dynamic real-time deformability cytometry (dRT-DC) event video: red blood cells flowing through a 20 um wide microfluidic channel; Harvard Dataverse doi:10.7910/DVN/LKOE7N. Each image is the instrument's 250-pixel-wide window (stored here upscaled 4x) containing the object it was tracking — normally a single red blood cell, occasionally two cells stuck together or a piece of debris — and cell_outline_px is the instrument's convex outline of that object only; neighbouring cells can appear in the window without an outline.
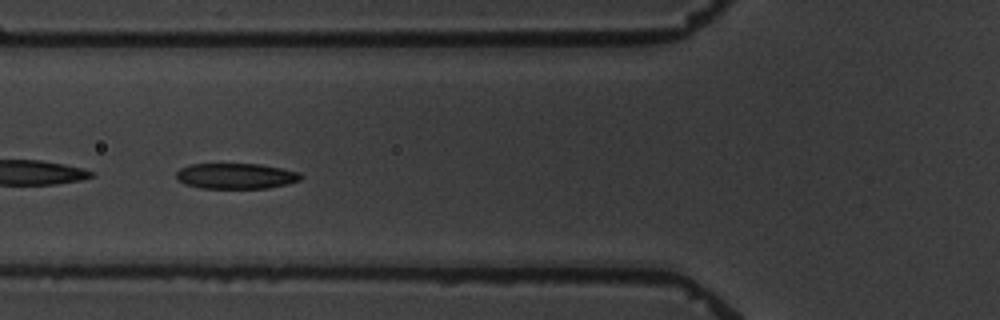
{"species": "common noctule bat (a hibernating species)", "species_latin": "Nyctalus noctula", "temperature_condition": "warm", "stored_images_in_passage": 6, "camera_frame_rate_fps": 3000, "um_per_image_px": 0.085, "animal": {"sex": "male", "body_mass_g": 19.5, "forearm_length_mm": 54.6}, "frame": {"image": 1, "passage_image": 5, "time_ms": 4.667, "image_size_px": [1000, 320], "cell_outline_px": [[304, 176], [300, 180], [288, 184], [268, 188], [200, 188], [184, 184], [176, 180], [176, 172], [180, 168], [188, 164], [260, 164], [300, 172]], "centroid_in_image_um": [20.04, 14.96], "position_along_channel_um": 105.8, "area_um2": 18.79}}
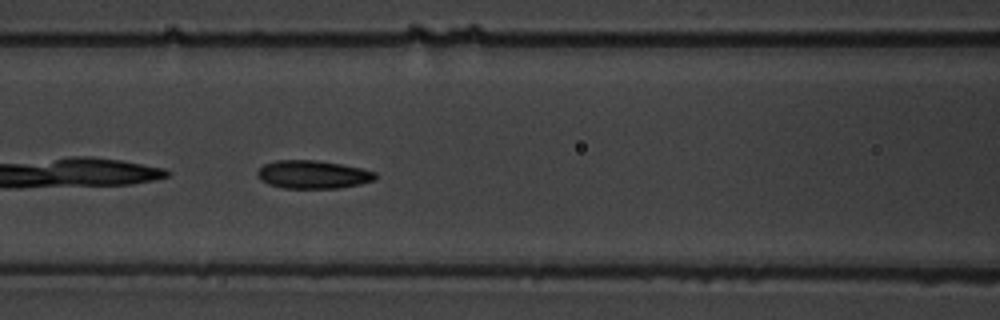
{"frame": {"image": 2, "passage_image": 6, "time_ms": 5.667, "image_size_px": [1000, 320], "cell_outline_px": [[376, 180], [360, 184], [340, 188], [284, 188], [268, 184], [260, 180], [256, 176], [256, 172], [264, 164], [276, 160], [316, 160], [340, 164], [360, 168], [376, 172]], "centroid_in_image_um": [26.58, 14.84], "position_along_channel_um": 140.0, "area_um2": 19.42}}